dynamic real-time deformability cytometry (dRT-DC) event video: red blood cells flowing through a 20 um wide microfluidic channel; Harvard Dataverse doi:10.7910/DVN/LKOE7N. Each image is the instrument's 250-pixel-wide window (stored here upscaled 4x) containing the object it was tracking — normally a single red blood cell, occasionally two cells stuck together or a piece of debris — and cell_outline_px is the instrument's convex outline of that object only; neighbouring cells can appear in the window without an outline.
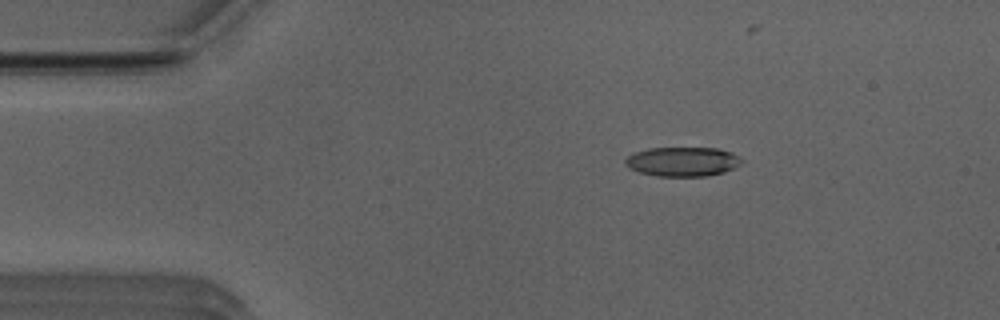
{"species": "Egyptian fruit bat (a non-hibernating species)", "species_latin": "Rousettus aegyptiacus", "temperature_condition": "room temperature", "stored_images_in_passage": 38, "camera_frame_rate_fps": 3000, "um_per_image_px": 0.085, "animal": {"sex": "male"}, "frame": {"image": 1, "passage_image": 7, "time_ms": 2.0, "image_size_px": [1000, 320], "cell_outline_px": [[744, 160], [740, 164], [724, 172], [704, 176], [656, 176], [640, 172], [628, 168], [624, 164], [624, 160], [628, 156], [636, 152], [648, 148], [716, 148], [728, 152]], "centroid_in_image_um": [57.97, 13.74], "position_along_channel_um": 27.0, "area_um2": 19.71}}
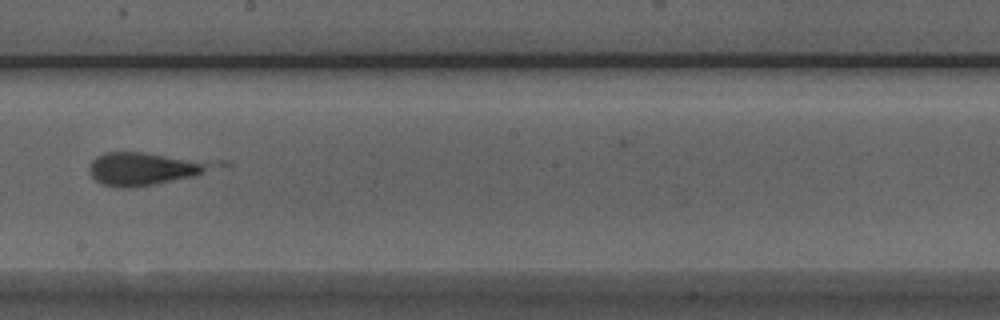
{"frame": {"image": 2, "passage_image": 27, "time_ms": 8.667, "image_size_px": [1000, 320], "cell_outline_px": [[212, 164], [196, 176], [156, 184], [124, 188], [116, 188], [100, 184], [88, 172], [88, 164], [96, 156], [104, 152], [144, 152]], "centroid_in_image_um": [11.99, 14.37], "position_along_channel_um": 236.2, "area_um2": 22.77}}
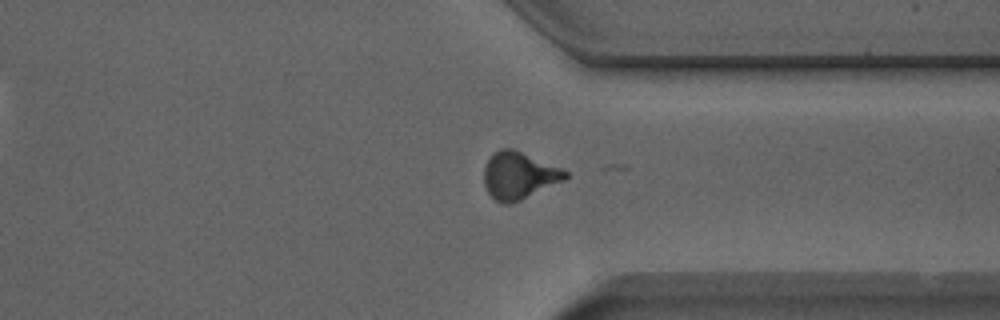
{"frame": {"image": 3, "passage_image": 37, "time_ms": 12.0, "image_size_px": [1000, 320], "cell_outline_px": [[568, 176], [564, 180], [520, 200], [508, 204], [504, 204], [496, 200], [488, 192], [484, 184], [484, 164], [492, 152], [500, 148], [512, 148], [560, 168], [568, 172]], "centroid_in_image_um": [44.06, 14.9], "position_along_channel_um": 367.3, "area_um2": 22.14}}